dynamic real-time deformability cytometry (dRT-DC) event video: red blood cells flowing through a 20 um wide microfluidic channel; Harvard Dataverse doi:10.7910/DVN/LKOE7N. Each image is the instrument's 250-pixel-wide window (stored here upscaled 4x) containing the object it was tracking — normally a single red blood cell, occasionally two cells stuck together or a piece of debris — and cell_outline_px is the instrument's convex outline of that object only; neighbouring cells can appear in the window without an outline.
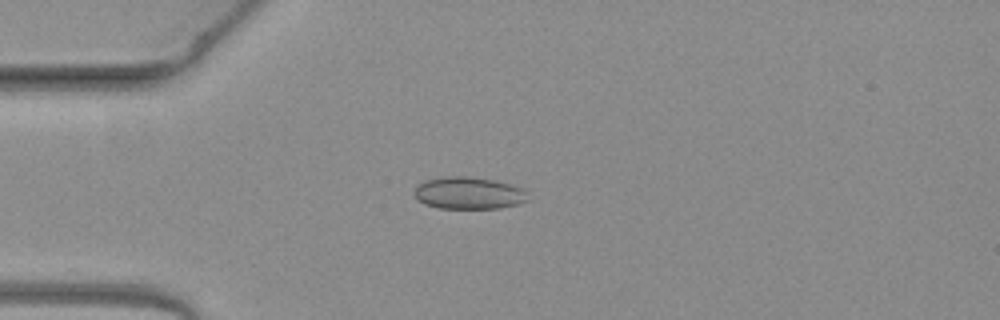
{"species": "common noctule bat (a hibernating species)", "species_latin": "Nyctalus noctula", "temperature_condition": "warm", "stored_images_in_passage": 40, "camera_frame_rate_fps": 3000, "um_per_image_px": 0.085, "animal": {"sex": "female", "body_mass_g": 19.3, "forearm_length_mm": 54.1}, "frame": {"image": 1, "passage_image": 3, "time_ms": 0.667, "image_size_px": [1000, 320], "cell_outline_px": [[532, 200], [500, 208], [440, 208], [424, 204], [416, 200], [412, 192], [416, 184], [428, 180], [448, 176], [468, 176], [492, 180], [508, 184], [520, 188], [528, 192]], "centroid_in_image_um": [39.82, 16.42], "position_along_channel_um": 45.2, "area_um2": 21.44}}
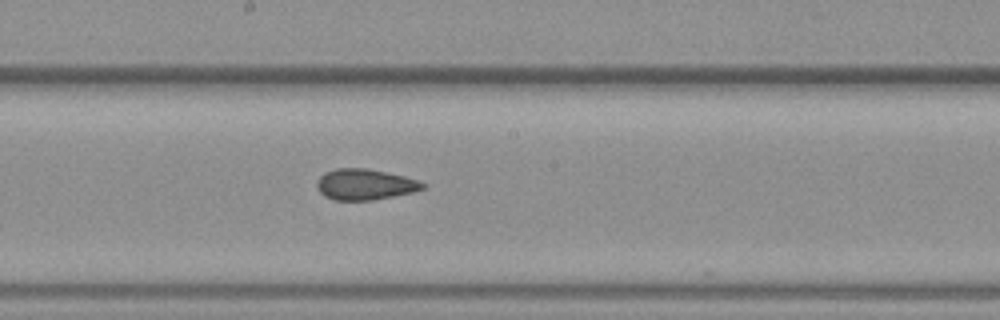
{"frame": {"image": 2, "passage_image": 17, "time_ms": 5.333, "image_size_px": [1000, 320], "cell_outline_px": [[428, 184], [424, 188], [412, 192], [372, 200], [332, 200], [324, 196], [316, 188], [316, 180], [324, 172], [336, 168], [364, 168], [404, 176], [420, 180]], "centroid_in_image_um": [30.99, 15.67], "position_along_channel_um": 217.2, "area_um2": 19.13}}
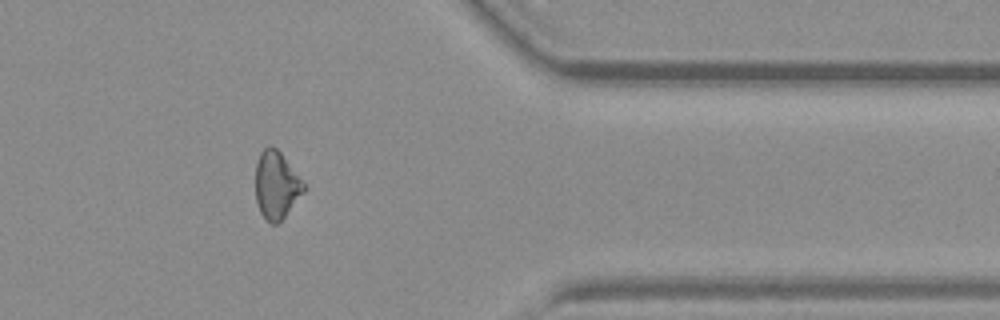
{"frame": {"image": 3, "passage_image": 31, "time_ms": 10.0, "image_size_px": [1000, 320], "cell_outline_px": [[308, 188], [284, 216], [276, 224], [272, 224], [260, 212], [256, 200], [256, 164], [260, 152], [268, 144], [272, 144], [280, 152], [308, 184]], "centroid_in_image_um": [23.53, 15.68], "position_along_channel_um": 387.9, "area_um2": 19.25}, "authors_computed_cell_mechanics": {"area_um2": 19.5364, "velocity_mm_per_s": 4.0717, "shape_relaxation_time_tau1_ms": null, "shape_relaxation_time_tau2_ms": 2.3225, "deformation_change_tau1": null, "deformation_change_tau2": 0.0775}}